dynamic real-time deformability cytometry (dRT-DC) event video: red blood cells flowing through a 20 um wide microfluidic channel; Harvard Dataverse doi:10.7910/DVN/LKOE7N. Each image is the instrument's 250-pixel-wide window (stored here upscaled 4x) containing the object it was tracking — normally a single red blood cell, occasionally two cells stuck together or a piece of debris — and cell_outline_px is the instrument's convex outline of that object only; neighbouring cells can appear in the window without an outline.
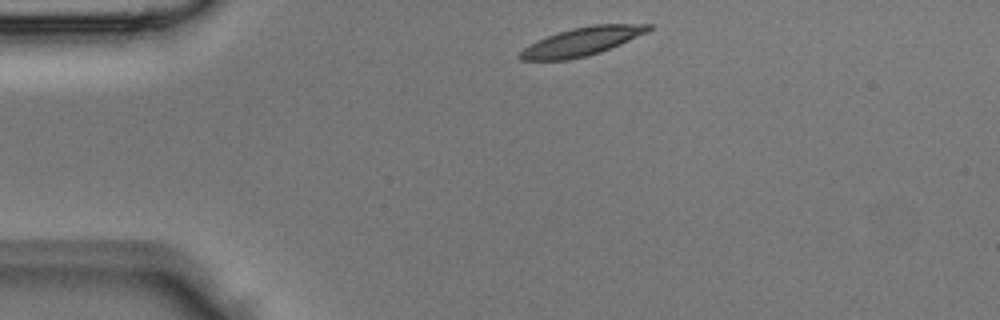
{"species": "Egyptian fruit bat (a non-hibernating species)", "species_latin": "Rousettus aegyptiacus", "temperature_condition": "room temperature", "stored_images_in_passage": 2, "camera_frame_rate_fps": 3000, "um_per_image_px": 0.085, "animal": {"sex": "male"}, "frame": {"image": 1, "passage_image": 1, "time_ms": 0.0, "image_size_px": [1000, 320], "cell_outline_px": [[652, 28], [648, 32], [620, 44], [600, 52], [588, 56], [568, 60], [520, 60], [516, 56], [524, 48], [548, 36], [572, 28], [592, 24], [652, 24]], "centroid_in_image_um": [49.49, 3.53], "position_along_channel_um": 35.5, "area_um2": 21.04}}
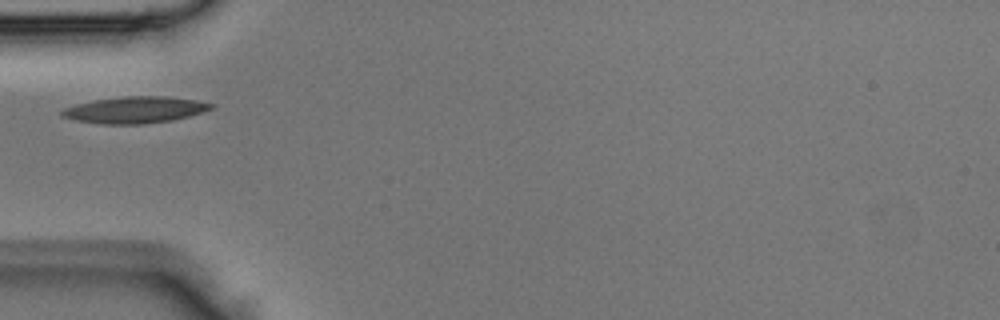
{"frame": {"image": 2, "passage_image": 2, "time_ms": 0.333, "image_size_px": [1000, 320], "cell_outline_px": [[216, 104], [212, 108], [188, 116], [172, 120], [144, 124], [100, 124], [76, 120], [64, 116], [60, 112], [64, 108], [76, 104], [96, 100], [124, 96], [164, 96], [196, 100]], "centroid_in_image_um": [11.48, 9.34], "position_along_channel_um": 73.5, "area_um2": 22.83}}